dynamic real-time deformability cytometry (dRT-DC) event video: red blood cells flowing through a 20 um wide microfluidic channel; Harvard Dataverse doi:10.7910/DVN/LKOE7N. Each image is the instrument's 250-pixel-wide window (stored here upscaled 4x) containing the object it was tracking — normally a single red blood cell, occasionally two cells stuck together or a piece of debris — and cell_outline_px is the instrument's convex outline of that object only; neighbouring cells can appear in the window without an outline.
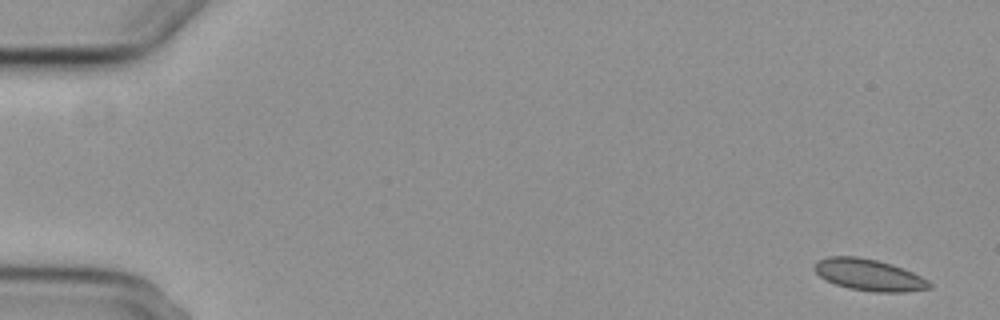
{"species": "common noctule bat (a hibernating species)", "species_latin": "Nyctalus noctula", "temperature_condition": "cold", "stored_images_in_passage": 5, "segment_of_instrument_passage": [2, 2], "camera_frame_rate_fps": 3000, "um_per_image_px": 0.085, "animal": {"sex": "female", "body_mass_g": 29.2, "forearm_length_mm": 56.3}, "frame": {"image": 1, "passage_image": 5, "time_ms": 4.667, "image_size_px": [1000, 320], "cell_outline_px": [[932, 288], [904, 292], [872, 292], [848, 288], [836, 284], [820, 276], [812, 268], [812, 264], [816, 260], [828, 256], [856, 256], [876, 260], [892, 264], [904, 268], [928, 280], [932, 284]], "centroid_in_image_um": [73.85, 23.36], "position_along_channel_um": 11.2, "area_um2": 21.33}}